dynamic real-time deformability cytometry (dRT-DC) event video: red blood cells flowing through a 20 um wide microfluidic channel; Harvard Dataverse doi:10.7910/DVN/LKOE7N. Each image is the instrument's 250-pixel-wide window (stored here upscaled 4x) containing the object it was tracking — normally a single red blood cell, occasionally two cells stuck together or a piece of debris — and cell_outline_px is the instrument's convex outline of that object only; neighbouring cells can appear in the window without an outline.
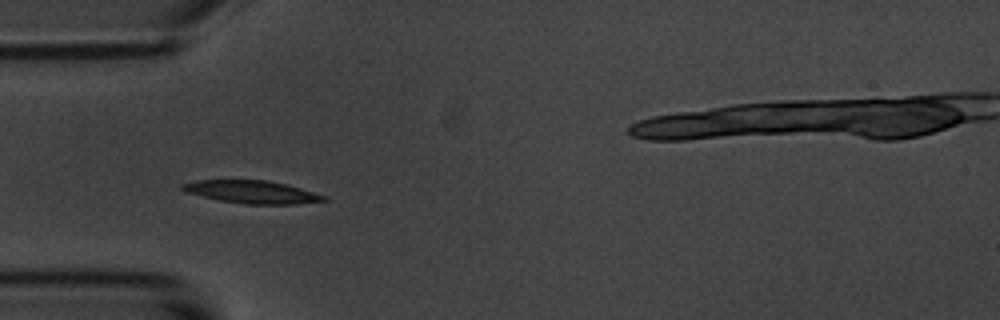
{"species": "common noctule bat (a hibernating species)", "species_latin": "Nyctalus noctula", "temperature_condition": "room temperature", "stored_images_in_passage": 23, "camera_frame_rate_fps": 3000, "um_per_image_px": 0.085, "animal": {"sex": "male", "body_mass_g": 20.1, "forearm_length_mm": 53.5}, "frame": {"image": 1, "passage_image": 7, "time_ms": 2.0, "image_size_px": [1000, 320], "cell_outline_px": [[328, 200], [296, 204], [244, 204], [220, 200], [188, 192], [180, 188], [180, 184], [196, 180], [268, 180], [300, 188], [328, 196]], "centroid_in_image_um": [21.44, 16.31], "position_along_channel_um": 63.6, "area_um2": 18.61}}